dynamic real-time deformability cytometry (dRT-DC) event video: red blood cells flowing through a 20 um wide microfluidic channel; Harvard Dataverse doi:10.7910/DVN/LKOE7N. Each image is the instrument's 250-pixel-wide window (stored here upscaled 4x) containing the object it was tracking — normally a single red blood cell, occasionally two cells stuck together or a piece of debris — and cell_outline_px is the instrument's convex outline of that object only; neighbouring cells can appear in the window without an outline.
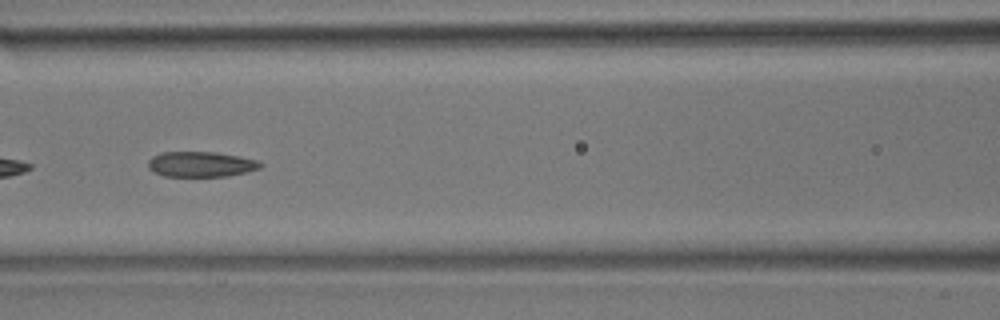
{"species": "common noctule bat (a hibernating species)", "species_latin": "Nyctalus noctula", "temperature_condition": "room temperature", "stored_images_in_passage": 35, "camera_frame_rate_fps": 3000, "um_per_image_px": 0.085, "animal": {"sex": "male", "body_mass_g": 17.9}, "frame": {"image": 1, "passage_image": 20, "time_ms": 6.333, "image_size_px": [1000, 320], "cell_outline_px": [[264, 164], [260, 168], [228, 176], [164, 176], [152, 172], [148, 168], [148, 160], [152, 156], [160, 152], [216, 152], [256, 160]], "centroid_in_image_um": [17.02, 13.96], "position_along_channel_um": 149.6, "area_um2": 16.53}}